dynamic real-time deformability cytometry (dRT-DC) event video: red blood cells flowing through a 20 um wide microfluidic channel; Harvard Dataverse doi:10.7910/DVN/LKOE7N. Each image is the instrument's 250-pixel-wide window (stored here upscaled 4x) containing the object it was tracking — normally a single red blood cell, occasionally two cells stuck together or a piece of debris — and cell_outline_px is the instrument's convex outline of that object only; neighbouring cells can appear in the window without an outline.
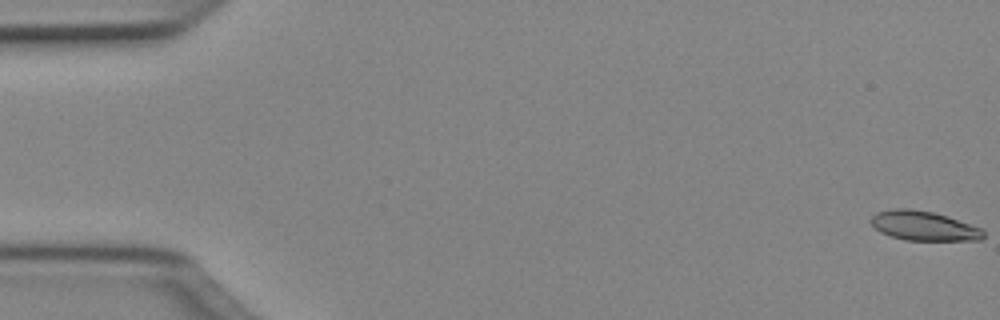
{"species": "Egyptian fruit bat (a non-hibernating species)", "species_latin": "Rousettus aegyptiacus", "temperature_condition": "cold", "stored_images_in_passage": 51, "camera_frame_rate_fps": 3000, "um_per_image_px": 0.085, "animal": {"sex": "female"}, "frame": {"image": 1, "passage_image": 1, "time_ms": 0.0, "image_size_px": [1000, 320], "cell_outline_px": [[984, 236], [980, 240], [904, 240], [880, 232], [868, 220], [876, 212], [892, 208], [912, 208], [932, 212], [948, 216], [980, 228], [984, 232]], "centroid_in_image_um": [78.48, 19.18], "position_along_channel_um": 6.5, "area_um2": 19.31}}
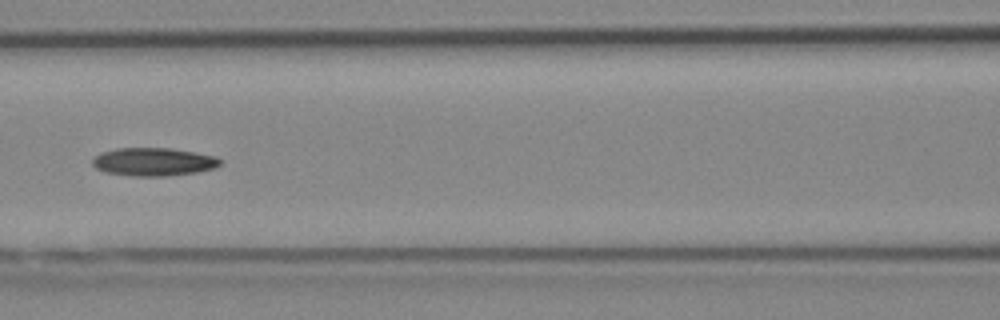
{"frame": {"image": 2, "passage_image": 23, "time_ms": 7.333, "image_size_px": [1000, 320], "cell_outline_px": [[220, 164], [216, 168], [196, 172], [168, 176], [132, 176], [104, 172], [96, 168], [92, 164], [92, 160], [100, 152], [116, 148], [172, 148], [216, 156], [220, 160]], "centroid_in_image_um": [13.03, 13.75], "position_along_channel_um": 153.6, "area_um2": 21.04}}
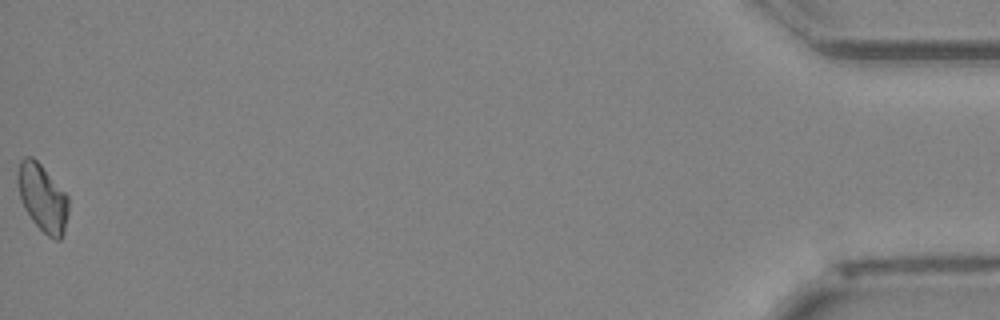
{"frame": {"image": 3, "passage_image": 51, "time_ms": 16.667, "image_size_px": [1000, 320], "cell_outline_px": [[68, 212], [64, 232], [60, 240], [56, 240], [48, 236], [32, 220], [24, 208], [20, 200], [16, 180], [16, 172], [20, 160], [24, 156], [32, 156], [40, 164], [68, 196]], "centroid_in_image_um": [3.58, 16.8], "position_along_channel_um": 431.6, "area_um2": 20.0}, "authors_computed_cell_mechanics": {"area_um2": 20.0566, "velocity_mm_per_s": 4.0444, "shape_relaxation_time_tau1_ms": null, "shape_relaxation_time_tau2_ms": 4.1064, "deformation_change_tau1": null, "deformation_change_tau2": 0.1122}}